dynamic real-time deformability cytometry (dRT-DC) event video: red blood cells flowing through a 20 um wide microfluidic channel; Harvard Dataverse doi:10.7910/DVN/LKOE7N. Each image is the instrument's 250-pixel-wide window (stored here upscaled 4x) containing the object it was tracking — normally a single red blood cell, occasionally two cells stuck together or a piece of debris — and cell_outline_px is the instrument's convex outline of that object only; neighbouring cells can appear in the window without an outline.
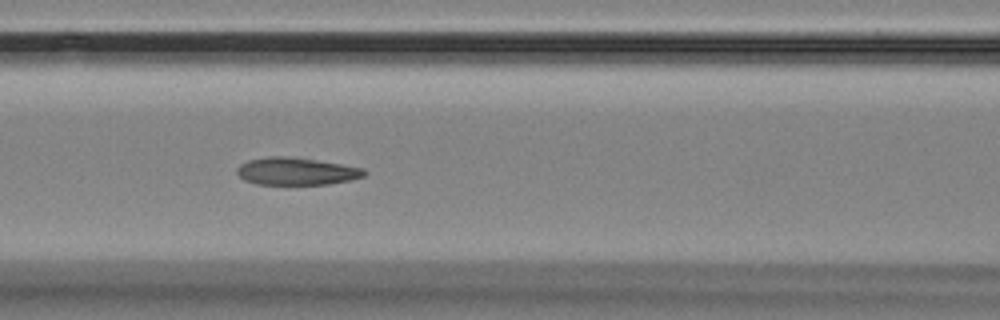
{"species": "Egyptian fruit bat (a non-hibernating species)", "species_latin": "Rousettus aegyptiacus", "temperature_condition": "room temperature", "stored_images_in_passage": 7, "camera_frame_rate_fps": 3000, "um_per_image_px": 0.085, "animal": {"sex": "female"}, "frame": {"image": 1, "passage_image": 5, "time_ms": 6.333, "image_size_px": [1000, 320], "cell_outline_px": [[368, 172], [364, 176], [348, 180], [328, 184], [256, 184], [244, 180], [236, 172], [236, 168], [240, 164], [248, 160], [268, 156], [284, 156], [340, 164], [364, 168]], "centroid_in_image_um": [25.15, 14.56], "position_along_channel_um": 141.4, "area_um2": 20.11}}
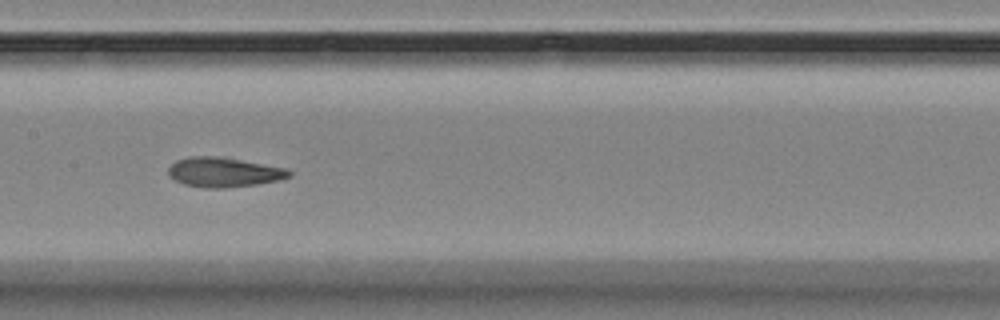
{"frame": {"image": 2, "passage_image": 6, "time_ms": 7.667, "image_size_px": [1000, 320], "cell_outline_px": [[292, 176], [280, 180], [256, 184], [224, 188], [204, 188], [184, 184], [168, 176], [168, 168], [176, 160], [192, 156], [224, 156], [284, 168], [292, 172]], "centroid_in_image_um": [19.02, 14.63], "position_along_channel_um": 188.4, "area_um2": 20.98}}
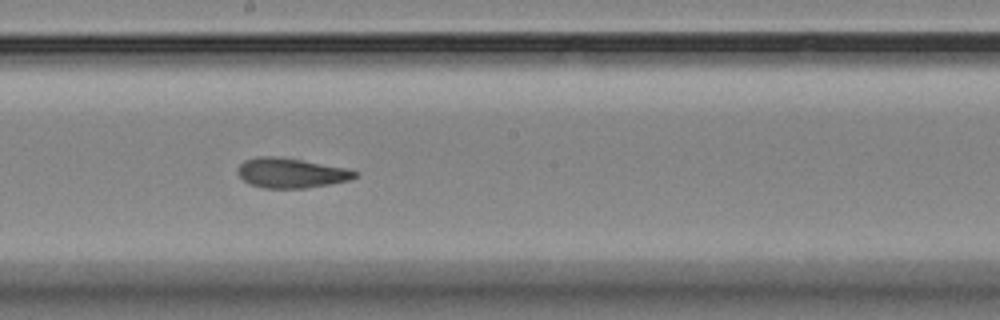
{"frame": {"image": 3, "passage_image": 7, "time_ms": 8.667, "image_size_px": [1000, 320], "cell_outline_px": [[360, 172], [356, 176], [348, 180], [328, 184], [304, 188], [264, 188], [248, 184], [236, 172], [236, 168], [244, 160], [256, 156], [276, 156], [348, 168]], "centroid_in_image_um": [24.69, 14.69], "position_along_channel_um": 223.5, "area_um2": 20.4}}